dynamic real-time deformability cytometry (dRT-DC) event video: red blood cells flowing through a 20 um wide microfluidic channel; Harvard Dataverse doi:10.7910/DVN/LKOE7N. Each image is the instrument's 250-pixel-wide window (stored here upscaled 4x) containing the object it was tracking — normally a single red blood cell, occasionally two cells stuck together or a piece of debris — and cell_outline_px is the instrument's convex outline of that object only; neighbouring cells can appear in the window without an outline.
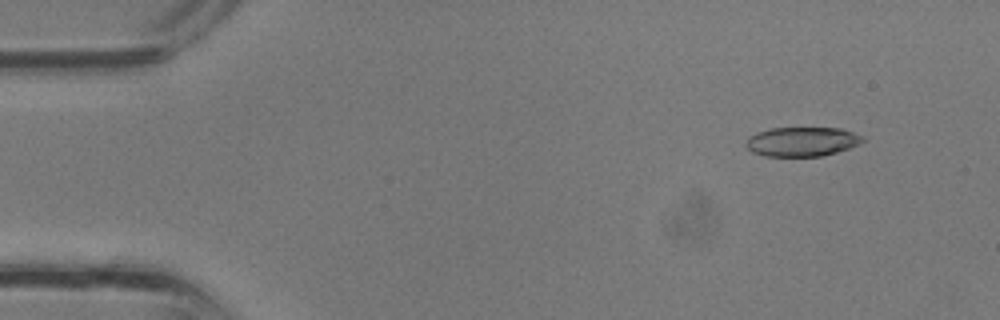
{"species": "common noctule bat (a hibernating species)", "species_latin": "Nyctalus noctula", "temperature_condition": "room temperature", "stored_images_in_passage": 3, "camera_frame_rate_fps": 3000, "um_per_image_px": 0.085, "animal": {"sex": "male", "body_mass_g": 13.3}, "frame": {"image": 1, "passage_image": 1, "time_ms": 0.0, "image_size_px": [1000, 320], "cell_outline_px": [[864, 140], [848, 148], [836, 152], [820, 156], [764, 156], [752, 152], [744, 144], [748, 136], [756, 132], [772, 128], [840, 128], [864, 136]], "centroid_in_image_um": [68.11, 12.03], "position_along_channel_um": 16.9, "area_um2": 19.88}}